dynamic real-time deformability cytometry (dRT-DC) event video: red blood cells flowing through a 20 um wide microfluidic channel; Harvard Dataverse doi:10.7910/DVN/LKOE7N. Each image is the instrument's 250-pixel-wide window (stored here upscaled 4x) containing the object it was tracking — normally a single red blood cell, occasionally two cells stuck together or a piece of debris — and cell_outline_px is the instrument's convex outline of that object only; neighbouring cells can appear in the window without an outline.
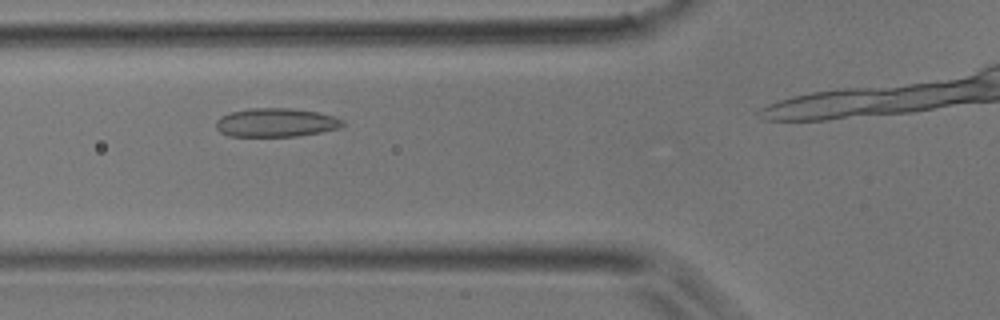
{"species": "common noctule bat (a hibernating species)", "species_latin": "Nyctalus noctula", "temperature_condition": "room temperature", "stored_images_in_passage": 12, "camera_frame_rate_fps": 3000, "um_per_image_px": 0.085, "animal": {"sex": "male", "body_mass_g": 17.9}, "frame": {"image": 1, "passage_image": 9, "time_ms": 2.667, "image_size_px": [1000, 320], "cell_outline_px": [[344, 124], [340, 128], [320, 132], [296, 136], [228, 136], [220, 132], [216, 128], [216, 120], [220, 116], [232, 112], [248, 108], [292, 108], [316, 112], [332, 116], [344, 120]], "centroid_in_image_um": [23.43, 10.41], "position_along_channel_um": 102.4, "area_um2": 21.15}}